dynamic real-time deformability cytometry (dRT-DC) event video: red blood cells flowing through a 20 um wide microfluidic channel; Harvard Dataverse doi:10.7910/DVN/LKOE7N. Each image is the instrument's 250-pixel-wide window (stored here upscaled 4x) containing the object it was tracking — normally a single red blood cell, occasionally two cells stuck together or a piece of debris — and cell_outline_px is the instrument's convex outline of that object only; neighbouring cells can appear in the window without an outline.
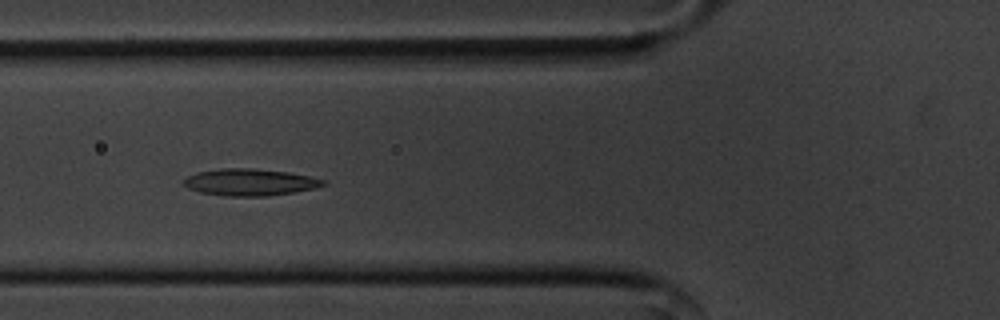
{"species": "common noctule bat (a hibernating species)", "species_latin": "Nyctalus noctula", "temperature_condition": "cold", "stored_images_in_passage": 42, "camera_frame_rate_fps": 3000, "um_per_image_px": 0.085, "animal": {"sex": "male", "body_mass_g": 20.1, "forearm_length_mm": 53.5}, "frame": {"image": 1, "passage_image": 7, "time_ms": 2.0, "image_size_px": [1000, 320], "cell_outline_px": [[328, 184], [316, 188], [268, 196], [224, 196], [200, 192], [188, 188], [180, 184], [188, 176], [196, 172], [220, 168], [252, 168], [288, 172], [308, 176], [324, 180]], "centroid_in_image_um": [21.21, 15.49], "position_along_channel_um": 104.6, "area_um2": 21.91}}
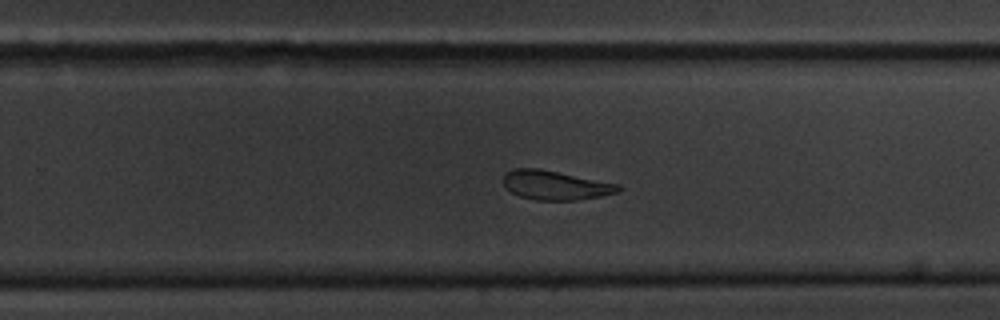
{"frame": {"image": 2, "passage_image": 22, "time_ms": 7.0, "image_size_px": [1000, 320], "cell_outline_px": [[620, 188], [616, 192], [600, 196], [576, 200], [536, 200], [520, 196], [504, 188], [504, 172], [512, 168], [536, 168], [620, 184]], "centroid_in_image_um": [47.14, 15.74], "position_along_channel_um": 282.7, "area_um2": 19.36}}
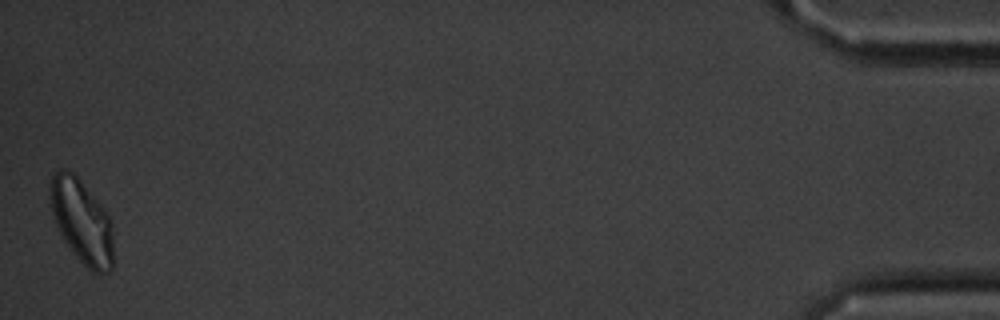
{"frame": {"image": 3, "passage_image": 42, "time_ms": 13.667, "image_size_px": [1000, 320], "cell_outline_px": [[112, 268], [108, 272], [100, 276], [92, 272], [76, 256], [64, 240], [56, 224], [48, 204], [48, 188], [52, 176], [60, 168], [64, 168], [72, 172], [80, 180], [104, 208], [112, 224]], "centroid_in_image_um": [6.92, 18.81], "position_along_channel_um": 428.3, "area_um2": 31.1}, "authors_computed_cell_mechanics": {"area_um2": 21.4149, "velocity_mm_per_s": 3.5595, "shape_relaxation_time_tau1_ms": 4.8405, "shape_relaxation_time_tau2_ms": 5.1982, "deformation_change_tau1": 0.1235, "deformation_change_tau2": 0.1338}}